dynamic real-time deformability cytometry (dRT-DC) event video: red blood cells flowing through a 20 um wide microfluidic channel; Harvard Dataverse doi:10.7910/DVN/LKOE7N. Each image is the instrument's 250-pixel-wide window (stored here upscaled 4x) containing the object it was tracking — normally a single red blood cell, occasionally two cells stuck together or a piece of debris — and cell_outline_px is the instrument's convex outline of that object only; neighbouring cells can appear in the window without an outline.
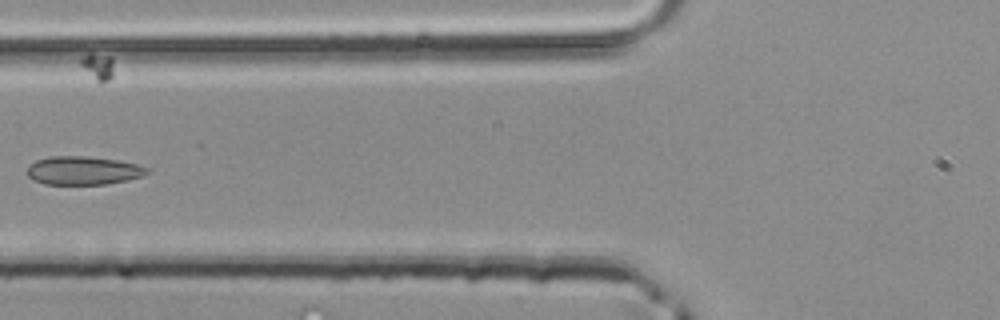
{"species": "common noctule bat (a hibernating species)", "species_latin": "Nyctalus noctula", "temperature_condition": "room temperature", "stored_images_in_passage": 7, "camera_frame_rate_fps": 3000, "um_per_image_px": 0.085, "animal": {"sex": "male", "body_mass_g": 20.4}, "frame": {"image": 1, "passage_image": 3, "time_ms": 0.667, "image_size_px": [1000, 320], "cell_outline_px": [[148, 172], [140, 176], [128, 180], [104, 184], [44, 184], [32, 180], [28, 176], [28, 168], [36, 160], [52, 156], [88, 156], [120, 160], [136, 164], [148, 168]], "centroid_in_image_um": [7.06, 14.49], "position_along_channel_um": 118.7, "area_um2": 19.77}}